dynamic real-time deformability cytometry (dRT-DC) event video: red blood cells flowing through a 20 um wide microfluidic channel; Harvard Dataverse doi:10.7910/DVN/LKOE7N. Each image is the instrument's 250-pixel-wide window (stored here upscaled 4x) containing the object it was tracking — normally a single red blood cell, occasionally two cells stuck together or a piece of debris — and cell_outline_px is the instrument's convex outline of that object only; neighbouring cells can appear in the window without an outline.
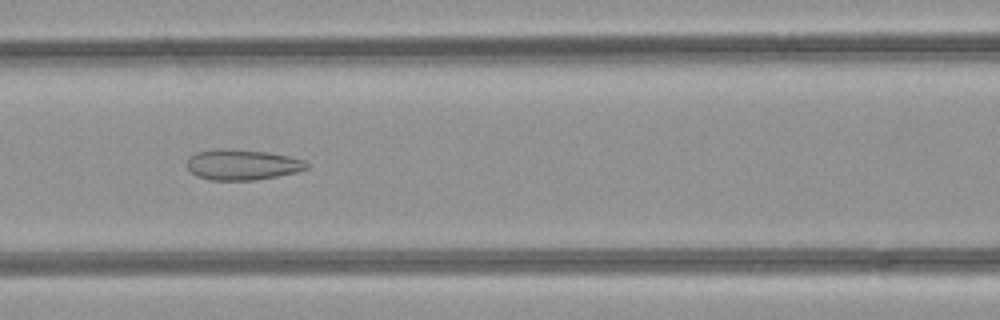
{"species": "common noctule bat (a hibernating species)", "species_latin": "Nyctalus noctula", "temperature_condition": "room temperature", "stored_images_in_passage": 48, "camera_frame_rate_fps": 3000, "um_per_image_px": 0.085, "animal": {"sex": "female", "body_mass_g": 21.9}, "frame": {"image": 1, "passage_image": 20, "time_ms": 6.333, "image_size_px": [1000, 320], "cell_outline_px": [[308, 168], [296, 172], [256, 180], [208, 180], [196, 176], [188, 168], [188, 160], [196, 152], [220, 148], [224, 148], [268, 152], [288, 156], [304, 160], [308, 164]], "centroid_in_image_um": [20.59, 14.0], "position_along_channel_um": 146.0, "area_um2": 21.21}}
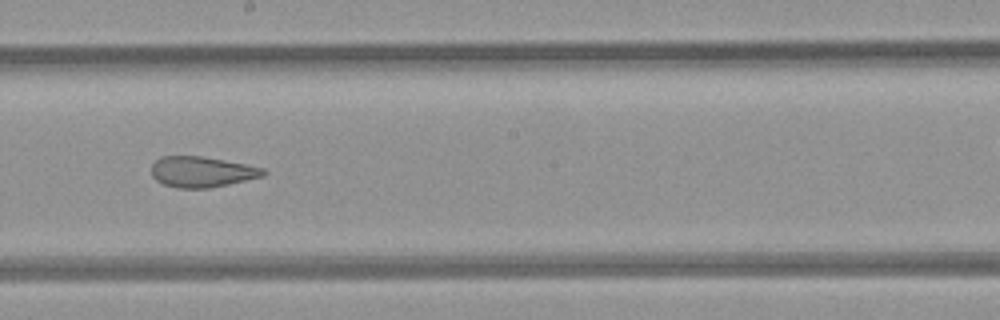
{"frame": {"image": 2, "passage_image": 26, "time_ms": 8.333, "image_size_px": [1000, 320], "cell_outline_px": [[268, 172], [264, 176], [228, 184], [208, 188], [180, 188], [164, 184], [156, 180], [152, 176], [152, 164], [160, 156], [200, 156], [248, 164], [264, 168]], "centroid_in_image_um": [17.18, 14.6], "position_along_channel_um": 231.0, "area_um2": 20.0}}
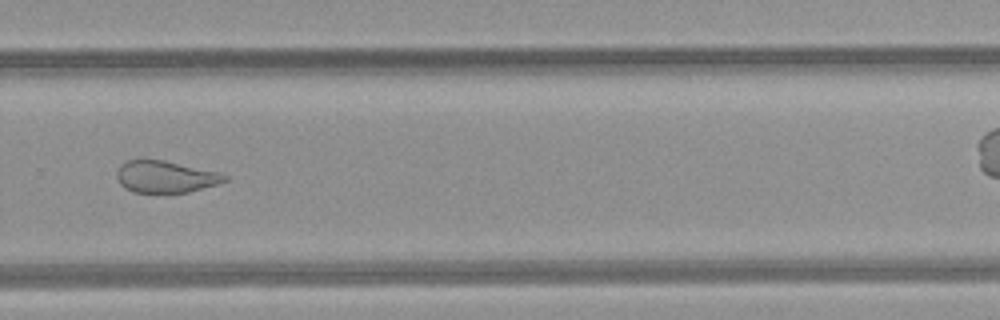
{"frame": {"image": 3, "passage_image": 32, "time_ms": 10.333, "image_size_px": [1000, 320], "cell_outline_px": [[228, 180], [216, 184], [188, 192], [132, 192], [124, 188], [120, 184], [116, 176], [116, 172], [120, 164], [124, 160], [164, 160], [220, 172], [228, 176]], "centroid_in_image_um": [14.04, 15.01], "position_along_channel_um": 315.8, "area_um2": 20.06}, "authors_computed_cell_mechanics": {"area_um2": 25.8655, "velocity_mm_per_s": 4.258, "shape_relaxation_time_tau1_ms": null, "shape_relaxation_time_tau2_ms": 2.0621, "deformation_change_tau1": null, "deformation_change_tau2": 0.1091}}